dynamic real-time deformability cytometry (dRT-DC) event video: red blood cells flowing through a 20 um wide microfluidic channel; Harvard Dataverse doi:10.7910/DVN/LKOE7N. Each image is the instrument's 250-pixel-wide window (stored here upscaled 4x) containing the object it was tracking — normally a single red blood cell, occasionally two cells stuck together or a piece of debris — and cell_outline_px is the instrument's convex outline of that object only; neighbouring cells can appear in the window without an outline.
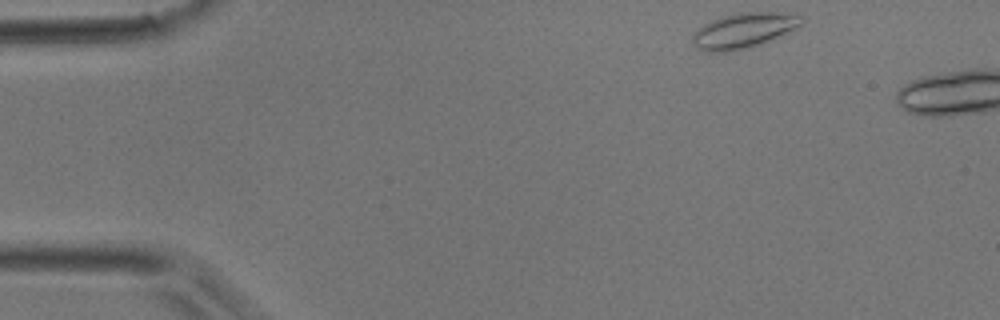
{"species": "common noctule bat (a hibernating species)", "species_latin": "Nyctalus noctula", "temperature_condition": "room temperature", "stored_images_in_passage": 4, "camera_frame_rate_fps": 3000, "um_per_image_px": 0.085, "animal": {"sex": "male", "body_mass_g": 17.9}, "frame": {"image": 1, "passage_image": 1, "time_ms": 0.0, "image_size_px": [1000, 320], "cell_outline_px": [[804, 20], [796, 28], [780, 36], [760, 44], [748, 48], [732, 52], [708, 52], [696, 48], [692, 40], [692, 36], [704, 24], [712, 20], [724, 16], [740, 12], [784, 12], [800, 16]], "centroid_in_image_um": [63.21, 2.6], "position_along_channel_um": 21.8, "area_um2": 22.25}}